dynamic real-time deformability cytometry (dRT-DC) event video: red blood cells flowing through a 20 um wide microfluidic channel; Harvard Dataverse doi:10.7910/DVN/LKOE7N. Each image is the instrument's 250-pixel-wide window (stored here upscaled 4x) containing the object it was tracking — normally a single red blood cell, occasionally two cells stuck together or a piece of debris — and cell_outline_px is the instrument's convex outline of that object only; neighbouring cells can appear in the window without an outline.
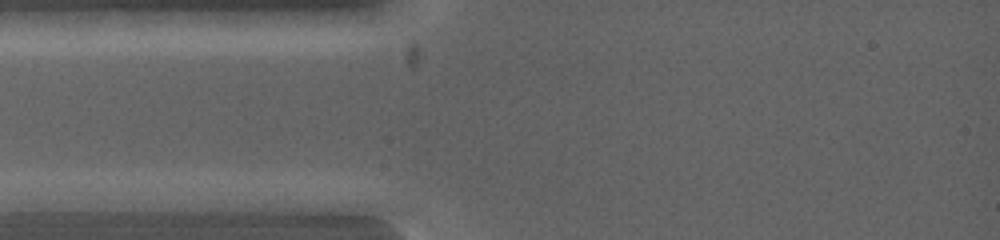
{"species": "common noctule bat (a hibernating species)", "species_latin": "Nyctalus noctula", "temperature_condition": "warm", "stored_images_in_passage": 4, "segment_of_instrument_passage": [1, 2], "camera_frame_rate_fps": 5000, "um_per_image_px": 0.085, "animal": {"sex": "female", "body_mass_g": 19.0, "forearm_length_mm": 53.3}, "frame": {"image": 1, "passage_image": 2, "time_ms": 0.4, "image_size_px": [1000, 240], "cell_outline_px": [[120, 200], [68, 212], [20, 212], [12, 200], [20, 192], [100, 192]], "centroid_in_image_um": [5.05, 17.1], "position_along_channel_um": 79.9, "area_um2": 12.2}}